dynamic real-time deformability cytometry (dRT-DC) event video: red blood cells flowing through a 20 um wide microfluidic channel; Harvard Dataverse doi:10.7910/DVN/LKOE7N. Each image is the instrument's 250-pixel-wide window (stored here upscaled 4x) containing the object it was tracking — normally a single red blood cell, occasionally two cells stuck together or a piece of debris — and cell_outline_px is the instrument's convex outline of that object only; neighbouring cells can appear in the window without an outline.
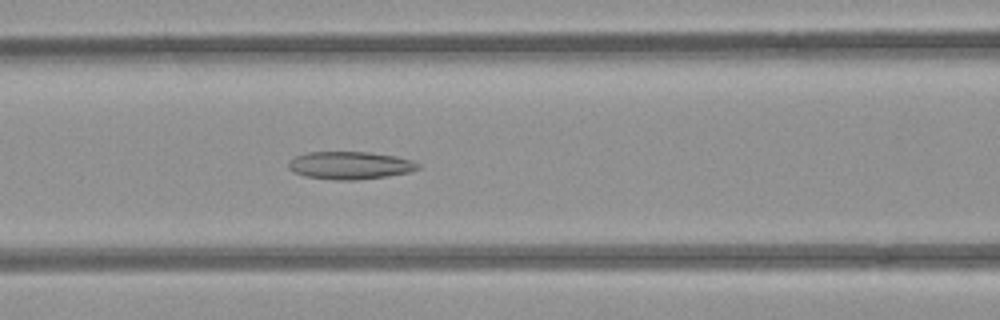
{"species": "common noctule bat (a hibernating species)", "species_latin": "Nyctalus noctula", "temperature_condition": "room temperature", "stored_images_in_passage": 54, "camera_frame_rate_fps": 3000, "um_per_image_px": 0.085, "animal": {"sex": "female", "body_mass_g": 21.9}, "frame": {"image": 1, "passage_image": 23, "time_ms": 7.333, "image_size_px": [1000, 320], "cell_outline_px": [[420, 168], [408, 172], [388, 176], [356, 180], [332, 180], [304, 176], [292, 172], [288, 168], [288, 160], [296, 156], [308, 152], [368, 152], [396, 156], [412, 160], [420, 164]], "centroid_in_image_um": [29.72, 14.06], "position_along_channel_um": 136.9, "area_um2": 21.1}}
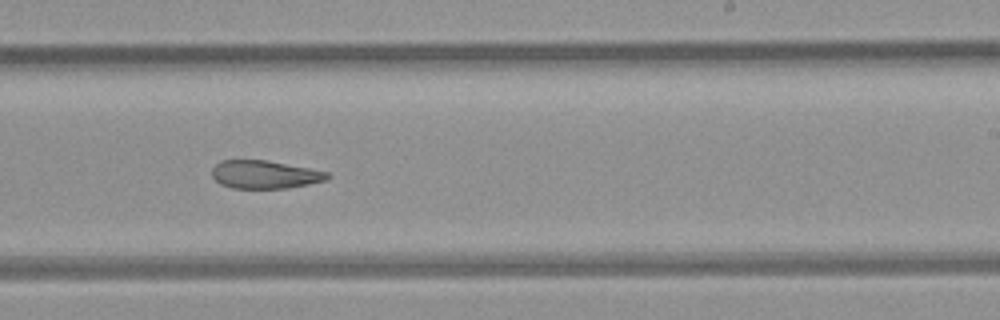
{"frame": {"image": 2, "passage_image": 33, "time_ms": 10.667, "image_size_px": [1000, 320], "cell_outline_px": [[332, 176], [328, 180], [288, 188], [232, 188], [220, 184], [212, 176], [212, 168], [220, 160], [268, 160], [328, 172]], "centroid_in_image_um": [22.51, 14.83], "position_along_channel_um": 266.5, "area_um2": 18.96}}
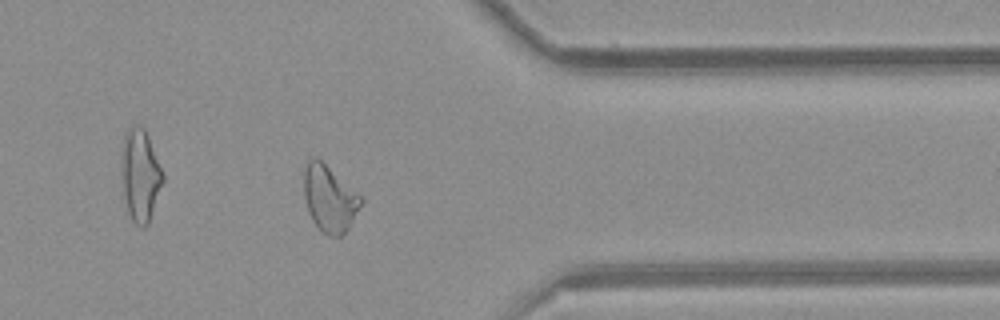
{"frame": {"image": 3, "passage_image": 43, "time_ms": 14.0, "image_size_px": [1000, 320], "cell_outline_px": [[364, 200], [348, 228], [340, 236], [332, 236], [320, 232], [312, 220], [308, 212], [304, 196], [304, 168], [308, 160], [312, 156], [316, 156], [360, 196]], "centroid_in_image_um": [27.97, 16.89], "position_along_channel_um": 383.4, "area_um2": 21.79}, "authors_computed_cell_mechanics": {"area_um2": 23.3223, "velocity_mm_per_s": 3.8992, "shape_relaxation_time_tau1_ms": null, "shape_relaxation_time_tau2_ms": 5.5371, "deformation_change_tau1": null, "deformation_change_tau2": 0.1472}}